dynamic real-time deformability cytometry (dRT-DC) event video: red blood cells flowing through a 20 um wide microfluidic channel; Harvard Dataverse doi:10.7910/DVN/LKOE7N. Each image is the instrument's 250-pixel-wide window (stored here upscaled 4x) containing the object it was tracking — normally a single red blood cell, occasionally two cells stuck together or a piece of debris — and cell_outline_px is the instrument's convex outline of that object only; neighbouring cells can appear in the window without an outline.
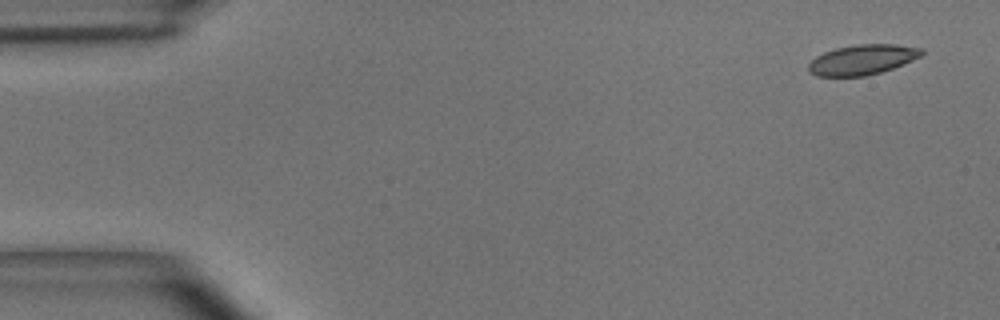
{"species": "common noctule bat (a hibernating species)", "species_latin": "Nyctalus noctula", "temperature_condition": "room temperature", "stored_images_in_passage": 52, "camera_frame_rate_fps": 3000, "um_per_image_px": 0.085, "animal": {"sex": "male", "body_mass_g": 15.6}, "frame": {"image": 1, "passage_image": 1, "time_ms": 0.0, "image_size_px": [1000, 320], "cell_outline_px": [[924, 52], [920, 56], [912, 60], [892, 68], [880, 72], [864, 76], [816, 76], [808, 72], [808, 64], [816, 56], [824, 52], [836, 48], [856, 44], [896, 44], [924, 48]], "centroid_in_image_um": [73.29, 5.06], "position_along_channel_um": 11.7, "area_um2": 19.83}}
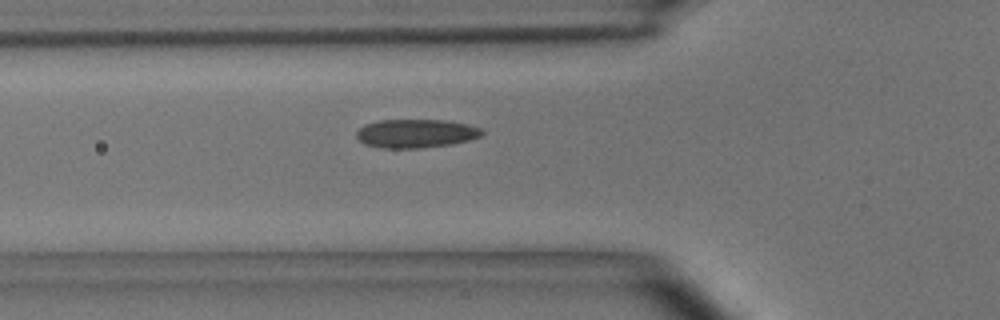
{"frame": {"image": 2, "passage_image": 17, "time_ms": 5.333, "image_size_px": [1000, 320], "cell_outline_px": [[484, 132], [480, 136], [468, 140], [452, 144], [420, 148], [380, 148], [364, 144], [356, 136], [356, 132], [364, 124], [380, 120], [444, 120], [468, 124], [480, 128]], "centroid_in_image_um": [35.33, 11.34], "position_along_channel_um": 90.5, "area_um2": 20.92}}
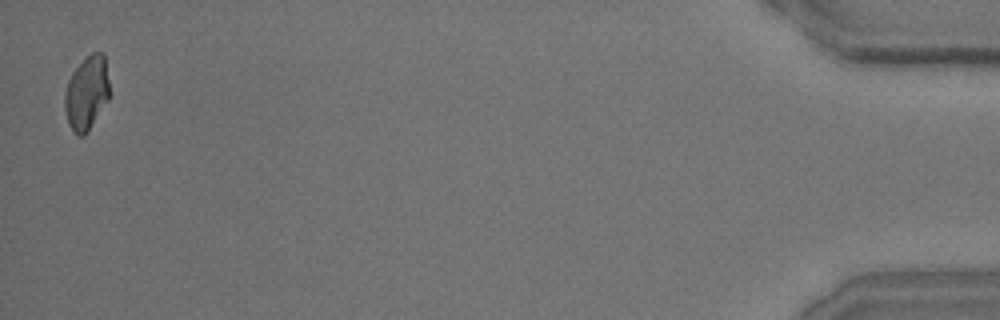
{"frame": {"image": 3, "passage_image": 52, "time_ms": 17.0, "image_size_px": [1000, 320], "cell_outline_px": [[108, 100], [84, 136], [80, 136], [72, 132], [68, 124], [64, 108], [64, 96], [68, 80], [72, 72], [92, 52], [104, 52], [108, 80]], "centroid_in_image_um": [7.34, 7.92], "position_along_channel_um": 427.9, "area_um2": 19.07}, "authors_computed_cell_mechanics": {"area_um2": 20.23, "velocity_mm_per_s": 3.6547, "shape_relaxation_time_tau1_ms": 5.1751, "shape_relaxation_time_tau2_ms": 1.9493, "deformation_change_tau1": 0.1374, "deformation_change_tau2": 0.082}}